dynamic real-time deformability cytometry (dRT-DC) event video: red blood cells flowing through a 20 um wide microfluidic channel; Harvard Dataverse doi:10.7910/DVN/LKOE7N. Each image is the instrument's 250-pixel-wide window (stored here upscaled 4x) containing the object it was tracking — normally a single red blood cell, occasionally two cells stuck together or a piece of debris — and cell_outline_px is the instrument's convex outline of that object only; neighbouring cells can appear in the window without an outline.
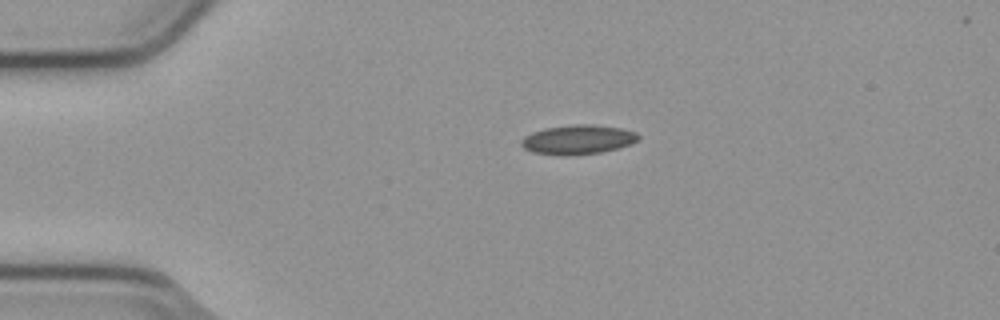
{"species": "common noctule bat (a hibernating species)", "species_latin": "Nyctalus noctula", "temperature_condition": "cold", "stored_images_in_passage": 43, "camera_frame_rate_fps": 3000, "um_per_image_px": 0.085, "animal": {"sex": "male", "body_mass_g": 23.1, "forearm_length_mm": 52.7}, "frame": {"image": 1, "passage_image": 1, "time_ms": 0.0, "image_size_px": [1000, 320], "cell_outline_px": [[640, 140], [632, 144], [600, 152], [532, 152], [524, 148], [520, 144], [520, 140], [524, 136], [532, 132], [544, 128], [576, 124], [592, 124], [620, 128], [636, 132], [640, 136]], "centroid_in_image_um": [49.17, 11.8], "position_along_channel_um": 35.8, "area_um2": 19.13}}
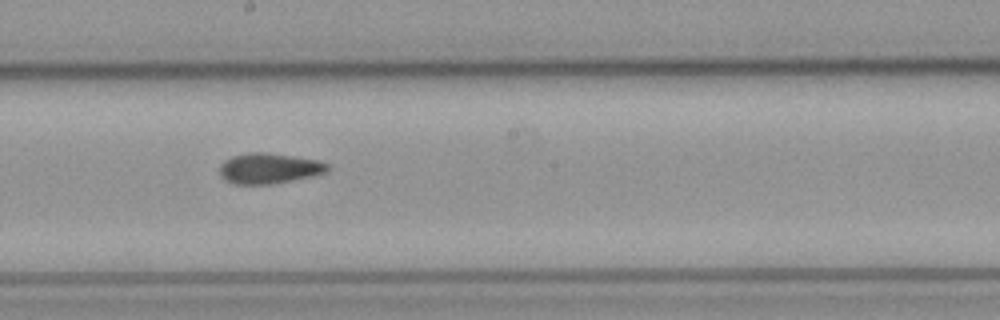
{"frame": {"image": 2, "passage_image": 19, "time_ms": 6.0, "image_size_px": [1000, 320], "cell_outline_px": [[328, 172], [268, 184], [236, 184], [224, 180], [220, 176], [220, 164], [224, 160], [232, 156], [248, 152], [268, 152], [320, 160], [328, 164]], "centroid_in_image_um": [22.83, 14.29], "position_along_channel_um": 225.4, "area_um2": 19.07}}
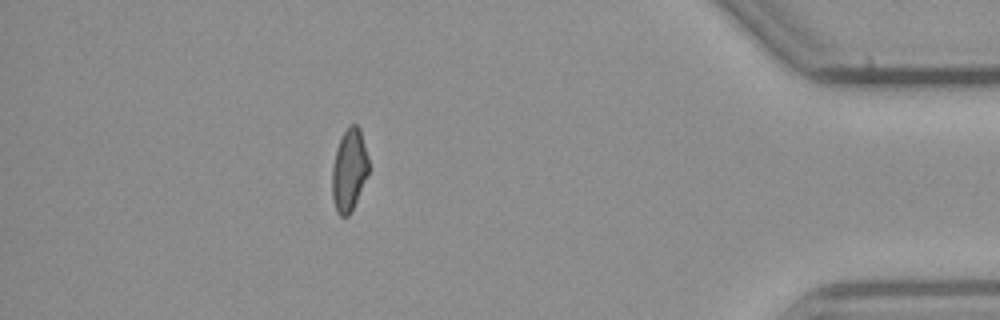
{"frame": {"image": 3, "passage_image": 37, "time_ms": 12.0, "image_size_px": [1000, 320], "cell_outline_px": [[368, 172], [356, 200], [348, 216], [340, 216], [336, 212], [332, 200], [332, 164], [336, 148], [340, 136], [352, 124], [356, 124], [360, 128], [368, 156]], "centroid_in_image_um": [29.65, 14.43], "position_along_channel_um": 405.6, "area_um2": 17.46}, "authors_computed_cell_mechanics": {"area_um2": 18.7272, "velocity_mm_per_s": 3.8126, "shape_relaxation_time_tau1_ms": null, "shape_relaxation_time_tau2_ms": 3.943, "deformation_change_tau1": null, "deformation_change_tau2": 0.0926}}